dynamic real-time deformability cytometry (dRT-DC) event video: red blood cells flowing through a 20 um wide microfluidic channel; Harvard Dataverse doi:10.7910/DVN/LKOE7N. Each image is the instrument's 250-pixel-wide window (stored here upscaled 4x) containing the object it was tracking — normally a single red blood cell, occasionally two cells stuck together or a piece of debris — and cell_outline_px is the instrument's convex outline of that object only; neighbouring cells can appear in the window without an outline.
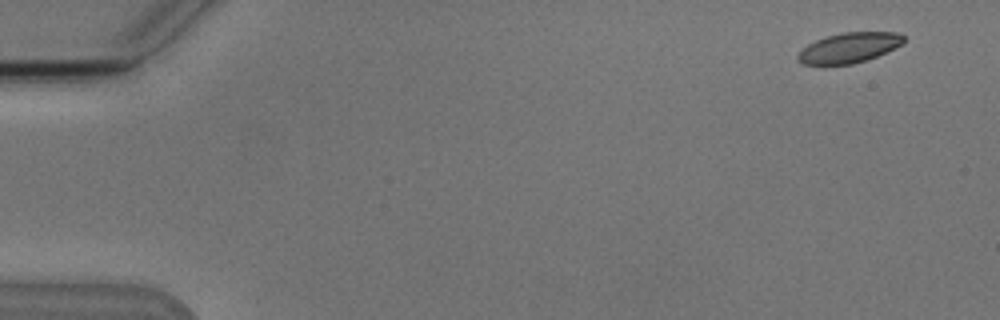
{"species": "Egyptian fruit bat (a non-hibernating species)", "species_latin": "Rousettus aegyptiacus", "temperature_condition": "cold", "stored_images_in_passage": 14, "camera_frame_rate_fps": 3000, "um_per_image_px": 0.085, "animal": {"sex": "male"}, "frame": {"image": 1, "passage_image": 1, "time_ms": 0.0, "image_size_px": [1000, 320], "cell_outline_px": [[904, 40], [900, 44], [876, 56], [852, 64], [804, 64], [796, 60], [796, 56], [808, 44], [816, 40], [828, 36], [844, 32], [896, 32], [904, 36]], "centroid_in_image_um": [72.13, 4.05], "position_along_channel_um": 12.9, "area_um2": 18.09}}
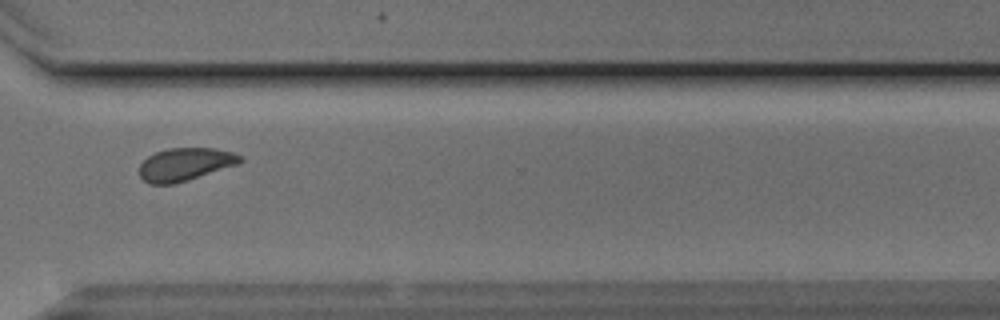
{"frame": {"image": 2, "passage_image": 11, "time_ms": 12.667, "image_size_px": [1000, 320], "cell_outline_px": [[244, 160], [236, 164], [188, 180], [172, 184], [148, 184], [140, 176], [140, 164], [148, 156], [156, 152], [168, 148], [216, 148], [232, 152], [240, 156]], "centroid_in_image_um": [15.71, 13.96], "position_along_channel_um": 354.9, "area_um2": 19.07}}
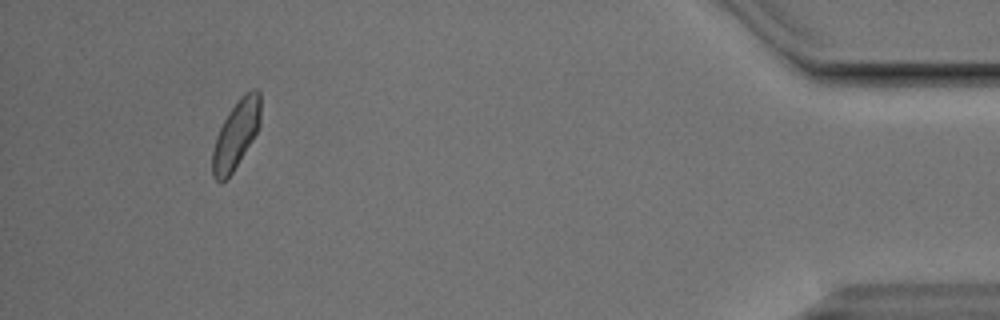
{"frame": {"image": 3, "passage_image": 13, "time_ms": 16.0, "image_size_px": [1000, 320], "cell_outline_px": [[260, 124], [252, 140], [232, 172], [224, 180], [216, 180], [212, 176], [212, 152], [216, 136], [224, 120], [232, 108], [252, 88], [256, 88], [260, 92]], "centroid_in_image_um": [20.06, 11.45], "position_along_channel_um": 415.1, "area_um2": 18.44}}